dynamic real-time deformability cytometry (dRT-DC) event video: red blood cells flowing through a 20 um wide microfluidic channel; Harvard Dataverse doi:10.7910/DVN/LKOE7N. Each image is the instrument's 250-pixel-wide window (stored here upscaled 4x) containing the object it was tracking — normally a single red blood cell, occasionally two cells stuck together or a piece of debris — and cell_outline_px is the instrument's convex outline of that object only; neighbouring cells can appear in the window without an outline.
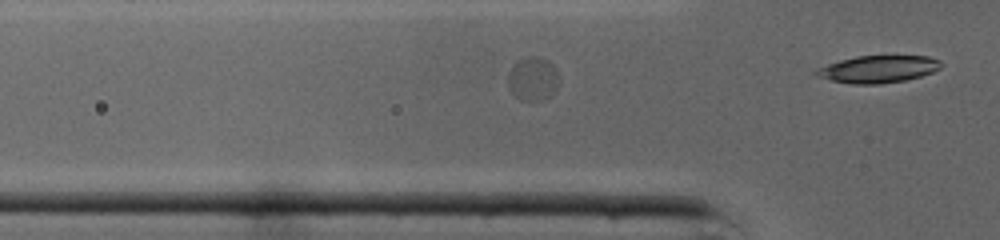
{"species": "common noctule bat (a hibernating species)", "species_latin": "Nyctalus noctula", "temperature_condition": "cold", "stored_images_in_passage": 3, "segment_of_instrument_passage": [2, 2], "camera_frame_rate_fps": 3000, "um_per_image_px": 0.085, "animal": {"sex": "male", "body_mass_g": 19.0, "forearm_length_mm": 50.8}, "frame": {"image": 1, "passage_image": 3, "time_ms": 0.667, "image_size_px": [1000, 240], "cell_outline_px": [[944, 64], [940, 68], [932, 72], [920, 76], [904, 80], [876, 84], [852, 84], [812, 76], [812, 72], [816, 68], [840, 60], [856, 56], [928, 56], [940, 60]], "centroid_in_image_um": [74.6, 5.87], "position_along_channel_um": 51.2, "area_um2": 19.88}}